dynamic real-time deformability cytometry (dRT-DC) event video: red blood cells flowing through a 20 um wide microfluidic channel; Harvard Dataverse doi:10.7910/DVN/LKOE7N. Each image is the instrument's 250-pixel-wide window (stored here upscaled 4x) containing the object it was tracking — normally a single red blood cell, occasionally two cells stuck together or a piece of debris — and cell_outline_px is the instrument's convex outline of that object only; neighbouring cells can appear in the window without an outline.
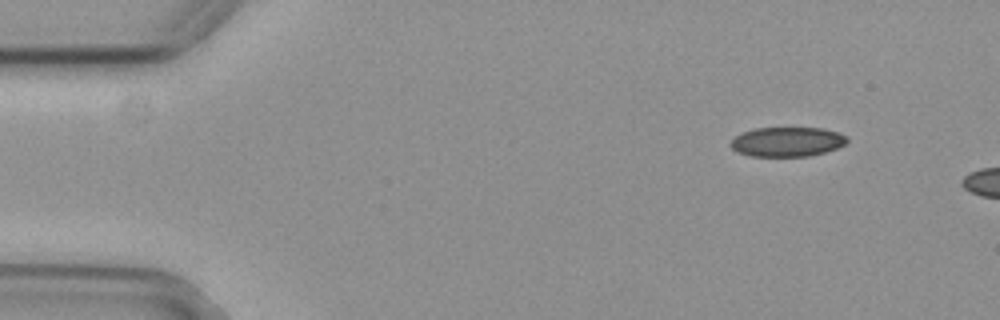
{"species": "common noctule bat (a hibernating species)", "species_latin": "Nyctalus noctula", "temperature_condition": "cold", "stored_images_in_passage": 5, "camera_frame_rate_fps": 3000, "um_per_image_px": 0.085, "animal": {"sex": "female", "body_mass_g": 29.2, "forearm_length_mm": 56.3}, "frame": {"image": 1, "passage_image": 1, "time_ms": 0.0, "image_size_px": [1000, 320], "cell_outline_px": [[848, 140], [844, 144], [836, 148], [824, 152], [808, 156], [752, 156], [736, 152], [728, 144], [736, 136], [744, 132], [756, 128], [824, 128], [848, 136]], "centroid_in_image_um": [66.9, 12.05], "position_along_channel_um": 18.1, "area_um2": 19.94}}